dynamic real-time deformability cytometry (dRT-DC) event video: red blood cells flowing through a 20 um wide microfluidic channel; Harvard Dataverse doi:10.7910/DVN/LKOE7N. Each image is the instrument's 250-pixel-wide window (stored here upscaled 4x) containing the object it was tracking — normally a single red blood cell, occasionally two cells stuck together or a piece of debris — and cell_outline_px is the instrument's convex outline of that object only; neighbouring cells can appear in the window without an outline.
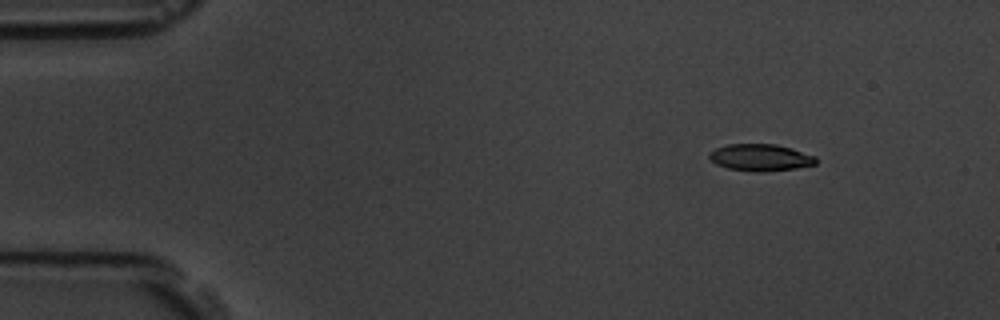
{"species": "common noctule bat (a hibernating species)", "species_latin": "Nyctalus noctula", "temperature_condition": "room temperature", "stored_images_in_passage": 4, "camera_frame_rate_fps": 3000, "um_per_image_px": 0.085, "animal": {"sex": "male", "body_mass_g": 19.5, "forearm_length_mm": 54.6}, "frame": {"image": 1, "passage_image": 1, "time_ms": 0.0, "image_size_px": [1000, 320], "cell_outline_px": [[816, 164], [796, 168], [764, 172], [752, 172], [728, 168], [716, 164], [708, 156], [708, 152], [716, 148], [728, 144], [776, 144], [792, 148], [816, 156]], "centroid_in_image_um": [64.64, 13.39], "position_along_channel_um": 20.4, "area_um2": 16.82}}
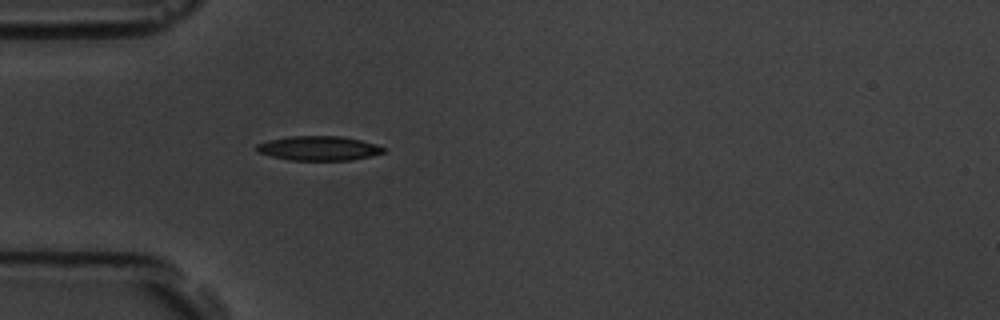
{"frame": {"image": 2, "passage_image": 4, "time_ms": 3.333, "image_size_px": [1000, 320], "cell_outline_px": [[384, 152], [352, 160], [288, 160], [256, 152], [256, 144], [268, 140], [288, 136], [340, 136], [360, 140], [376, 144], [384, 148]], "centroid_in_image_um": [27.04, 12.6], "position_along_channel_um": 58.0, "area_um2": 17.98}}